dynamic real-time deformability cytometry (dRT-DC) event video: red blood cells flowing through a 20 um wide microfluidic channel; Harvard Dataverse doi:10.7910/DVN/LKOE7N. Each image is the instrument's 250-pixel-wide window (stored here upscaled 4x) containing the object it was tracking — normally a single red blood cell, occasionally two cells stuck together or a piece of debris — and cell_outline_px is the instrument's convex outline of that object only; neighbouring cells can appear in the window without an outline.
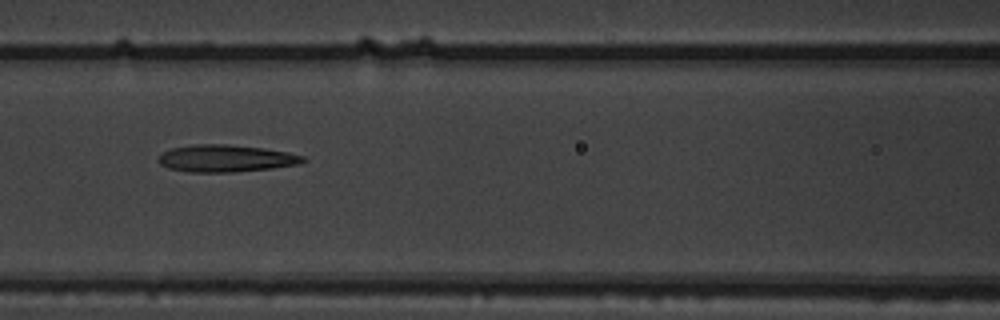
{"species": "common noctule bat (a hibernating species)", "species_latin": "Nyctalus noctula", "temperature_condition": "warm", "stored_images_in_passage": 7, "camera_frame_rate_fps": 3000, "um_per_image_px": 0.085, "animal": {"sex": "male", "body_mass_g": 19.5, "forearm_length_mm": 54.6}, "frame": {"image": 1, "passage_image": 5, "time_ms": 1.333, "image_size_px": [1000, 320], "cell_outline_px": [[308, 160], [300, 164], [272, 168], [232, 172], [188, 172], [168, 168], [160, 164], [156, 160], [164, 152], [172, 148], [192, 144], [228, 144], [264, 148], [288, 152], [304, 156]], "centroid_in_image_um": [19.21, 13.46], "position_along_channel_um": 147.4, "area_um2": 23.0}}
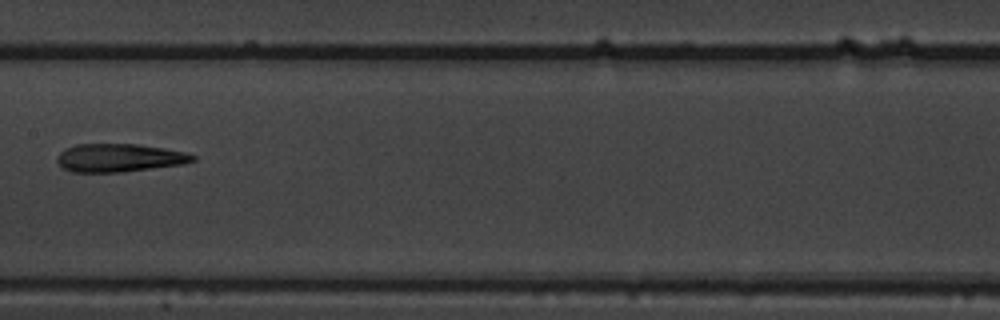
{"frame": {"image": 2, "passage_image": 6, "time_ms": 1.667, "image_size_px": [1000, 320], "cell_outline_px": [[196, 160], [180, 164], [120, 172], [72, 172], [64, 168], [56, 160], [56, 156], [64, 148], [76, 144], [136, 144], [164, 148], [188, 152], [196, 156]], "centroid_in_image_um": [10.11, 13.4], "position_along_channel_um": 197.3, "area_um2": 22.2}}
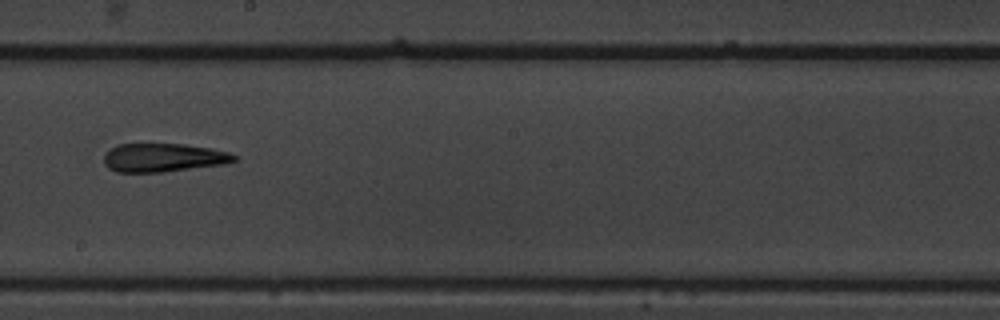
{"frame": {"image": 3, "passage_image": 7, "time_ms": 2.0, "image_size_px": [1000, 320], "cell_outline_px": [[236, 160], [224, 164], [160, 172], [116, 172], [108, 168], [104, 164], [104, 156], [112, 148], [120, 144], [184, 144], [208, 148], [228, 152], [236, 156]], "centroid_in_image_um": [13.86, 13.4], "position_along_channel_um": 234.3, "area_um2": 21.33}}